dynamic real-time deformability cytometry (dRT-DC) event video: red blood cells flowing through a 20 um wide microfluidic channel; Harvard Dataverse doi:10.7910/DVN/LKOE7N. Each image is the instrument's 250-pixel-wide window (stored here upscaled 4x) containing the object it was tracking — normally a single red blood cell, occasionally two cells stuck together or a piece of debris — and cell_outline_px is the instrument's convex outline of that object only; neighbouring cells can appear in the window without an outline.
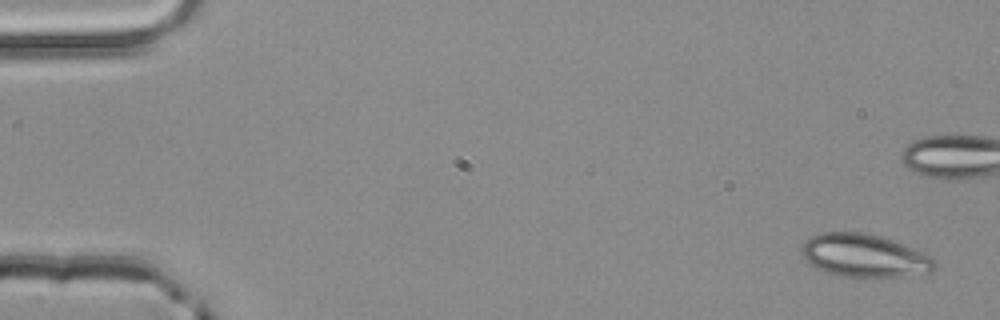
{"species": "common noctule bat (a hibernating species)", "species_latin": "Nyctalus noctula", "temperature_condition": "room temperature", "stored_images_in_passage": 4, "camera_frame_rate_fps": 3000, "um_per_image_px": 0.085, "animal": {"sex": "male", "body_mass_g": 20.4}, "frame": {"image": 1, "passage_image": 1, "time_ms": 0.0, "image_size_px": [1000, 320], "cell_outline_px": [[936, 268], [932, 272], [904, 276], [840, 276], [824, 272], [808, 264], [800, 252], [800, 248], [812, 236], [820, 232], [864, 232], [880, 236], [892, 240], [932, 256], [936, 260]], "centroid_in_image_um": [73.46, 21.73], "position_along_channel_um": 11.5, "area_um2": 33.35}}